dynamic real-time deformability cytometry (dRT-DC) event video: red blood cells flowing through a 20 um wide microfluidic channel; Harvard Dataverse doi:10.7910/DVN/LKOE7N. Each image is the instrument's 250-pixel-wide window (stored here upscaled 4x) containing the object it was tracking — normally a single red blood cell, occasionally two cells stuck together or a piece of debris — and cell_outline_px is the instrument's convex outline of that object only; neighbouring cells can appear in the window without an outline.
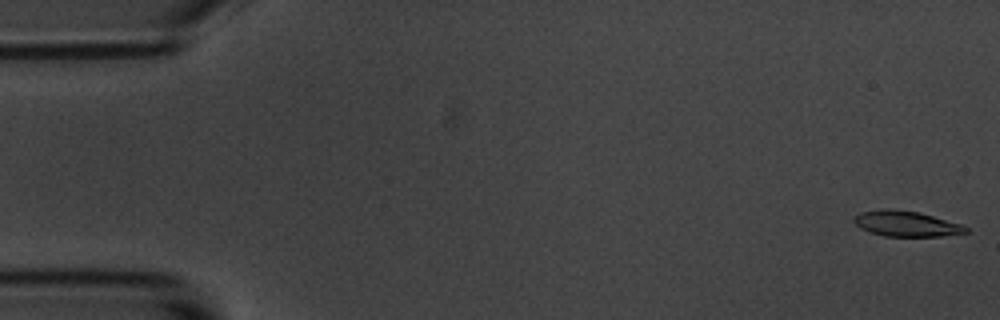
{"species": "common noctule bat (a hibernating species)", "species_latin": "Nyctalus noctula", "temperature_condition": "room temperature", "stored_images_in_passage": 6, "camera_frame_rate_fps": 3000, "um_per_image_px": 0.085, "animal": {"sex": "male", "body_mass_g": 20.1, "forearm_length_mm": 53.5}, "frame": {"image": 1, "passage_image": 1, "time_ms": 0.0, "image_size_px": [1000, 320], "cell_outline_px": [[968, 232], [940, 236], [884, 236], [868, 232], [860, 228], [852, 220], [852, 216], [860, 212], [884, 208], [888, 208], [920, 212], [960, 224], [968, 228]], "centroid_in_image_um": [76.95, 19.0], "position_along_channel_um": 8.0, "area_um2": 16.7}}
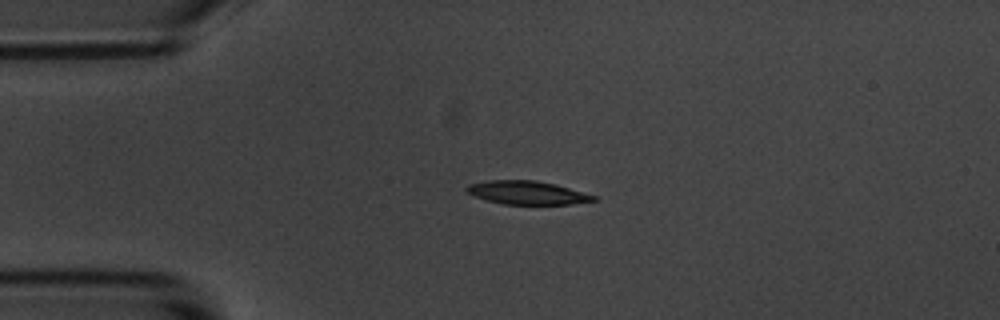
{"frame": {"image": 2, "passage_image": 4, "time_ms": 4.0, "image_size_px": [1000, 320], "cell_outline_px": [[596, 200], [572, 204], [504, 204], [472, 196], [464, 188], [468, 184], [488, 180], [536, 180], [556, 184], [596, 196]], "centroid_in_image_um": [44.77, 16.37], "position_along_channel_um": 40.2, "area_um2": 17.28}}